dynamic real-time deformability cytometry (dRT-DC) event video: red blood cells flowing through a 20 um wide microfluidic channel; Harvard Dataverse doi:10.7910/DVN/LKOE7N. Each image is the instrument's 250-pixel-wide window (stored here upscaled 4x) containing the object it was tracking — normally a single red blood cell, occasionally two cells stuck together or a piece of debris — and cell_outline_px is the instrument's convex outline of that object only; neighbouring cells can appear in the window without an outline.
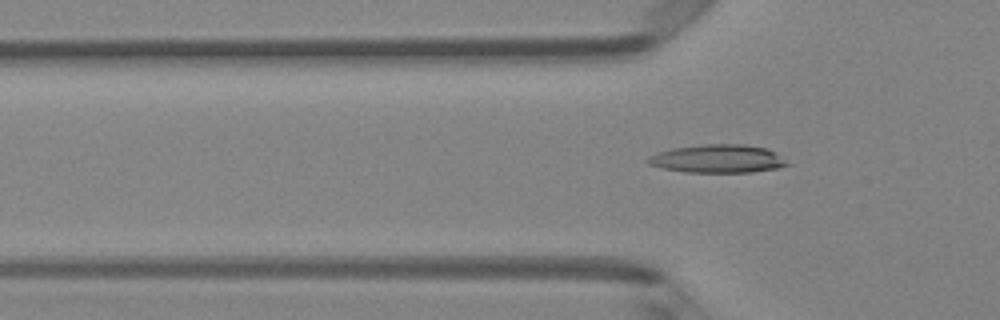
{"species": "Egyptian fruit bat (a non-hibernating species)", "species_latin": "Rousettus aegyptiacus", "temperature_condition": "room temperature", "stored_images_in_passage": 7, "segment_of_instrument_passage": [2, 2], "camera_frame_rate_fps": 3000, "um_per_image_px": 0.085, "animal": {"sex": "female"}, "frame": {"image": 1, "passage_image": 7, "time_ms": 2.0, "image_size_px": [1000, 320], "cell_outline_px": [[792, 164], [780, 168], [752, 172], [684, 172], [664, 168], [648, 164], [648, 156], [656, 152], [672, 148], [704, 144], [744, 144], [768, 148], [776, 152]], "centroid_in_image_um": [61.06, 13.49], "position_along_channel_um": 64.7, "area_um2": 23.18}}